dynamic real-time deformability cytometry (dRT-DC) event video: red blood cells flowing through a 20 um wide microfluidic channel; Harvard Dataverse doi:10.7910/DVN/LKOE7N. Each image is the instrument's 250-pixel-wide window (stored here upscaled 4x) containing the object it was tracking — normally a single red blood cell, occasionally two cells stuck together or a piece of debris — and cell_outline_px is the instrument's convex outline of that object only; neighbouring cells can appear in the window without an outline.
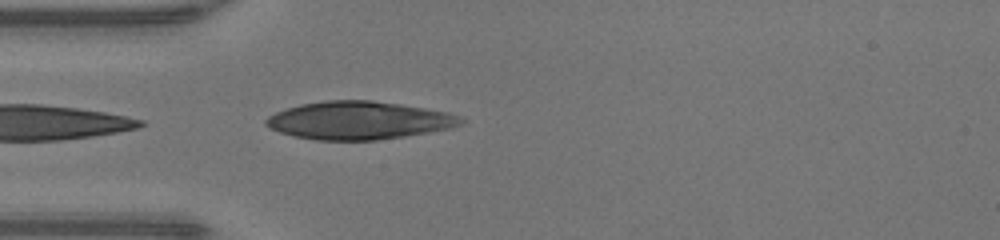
{"species": "human", "species_latin": "Homo sapiens", "temperature_condition": "warm", "stored_images_in_passage": 13, "camera_frame_rate_fps": 3000, "um_per_image_px": 0.085, "donor": {"sex": "male"}, "frame": {"image": 1, "passage_image": 1, "time_ms": 0.0, "image_size_px": [1000, 240], "cell_outline_px": [[464, 124], [452, 128], [404, 136], [376, 140], [316, 140], [292, 136], [280, 132], [264, 124], [264, 120], [268, 116], [276, 112], [300, 104], [324, 100], [372, 100], [400, 104], [448, 112], [464, 116]], "centroid_in_image_um": [30.53, 10.23], "position_along_channel_um": 54.5, "area_um2": 43.29}}
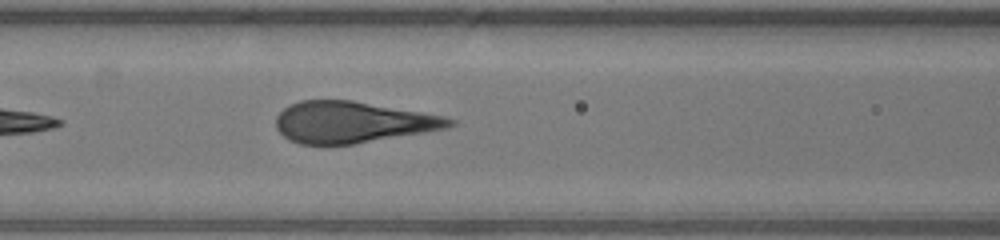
{"frame": {"image": 2, "passage_image": 7, "time_ms": 2.0, "image_size_px": [1000, 240], "cell_outline_px": [[456, 124], [448, 128], [352, 144], [300, 144], [288, 140], [276, 128], [276, 116], [288, 104], [300, 100], [352, 100], [444, 116], [456, 120]], "centroid_in_image_um": [29.93, 10.38], "position_along_channel_um": 136.7, "area_um2": 41.67}}
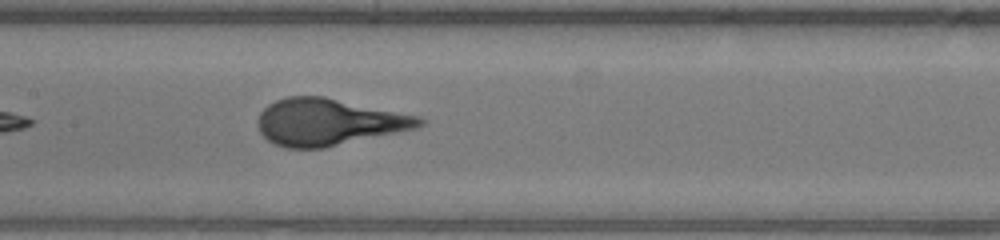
{"frame": {"image": 3, "passage_image": 10, "time_ms": 3.0, "image_size_px": [1000, 240], "cell_outline_px": [[424, 124], [416, 128], [324, 148], [288, 148], [272, 144], [260, 132], [256, 124], [256, 120], [260, 112], [268, 104], [276, 100], [288, 96], [324, 96], [420, 116], [424, 120]], "centroid_in_image_um": [27.89, 10.37], "position_along_channel_um": 179.5, "area_um2": 44.16}}